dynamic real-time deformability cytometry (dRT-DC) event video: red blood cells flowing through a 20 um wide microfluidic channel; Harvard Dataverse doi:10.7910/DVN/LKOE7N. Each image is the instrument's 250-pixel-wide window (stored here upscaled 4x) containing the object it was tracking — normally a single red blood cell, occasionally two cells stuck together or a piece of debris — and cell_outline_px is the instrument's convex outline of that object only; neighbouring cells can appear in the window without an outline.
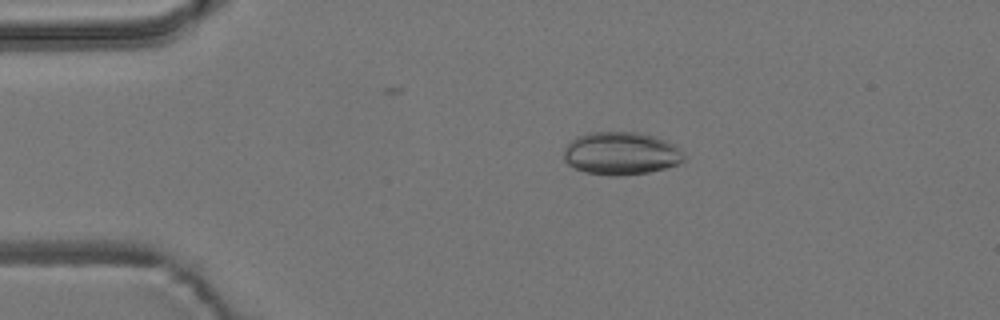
{"species": "common noctule bat (a hibernating species)", "species_latin": "Nyctalus noctula", "temperature_condition": "room temperature", "stored_images_in_passage": 9, "camera_frame_rate_fps": 3000, "um_per_image_px": 0.085, "animal": {"sex": "male", "body_mass_g": 19.2, "forearm_length_mm": 51.8}, "frame": {"image": 1, "passage_image": 1, "time_ms": 0.0, "image_size_px": [1000, 320], "cell_outline_px": [[684, 160], [680, 164], [648, 172], [620, 176], [608, 176], [584, 172], [568, 164], [564, 160], [564, 148], [576, 136], [588, 132], [636, 132], [656, 136], [676, 144], [680, 148], [684, 156]], "centroid_in_image_um": [52.8, 13.04], "position_along_channel_um": 32.2, "area_um2": 30.35}}
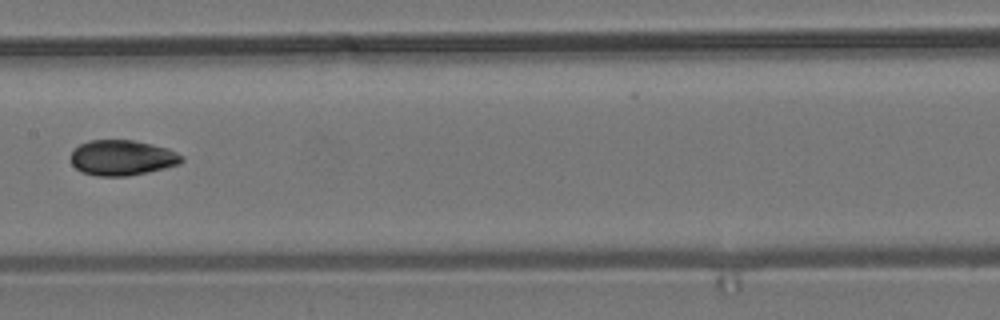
{"frame": {"image": 2, "passage_image": 6, "time_ms": 5.667, "image_size_px": [1000, 320], "cell_outline_px": [[184, 160], [180, 164], [148, 172], [128, 176], [96, 176], [80, 172], [72, 164], [72, 152], [80, 144], [88, 140], [132, 140], [152, 144], [168, 148], [184, 156]], "centroid_in_image_um": [10.4, 13.41], "position_along_channel_um": 197.0, "area_um2": 22.95}}
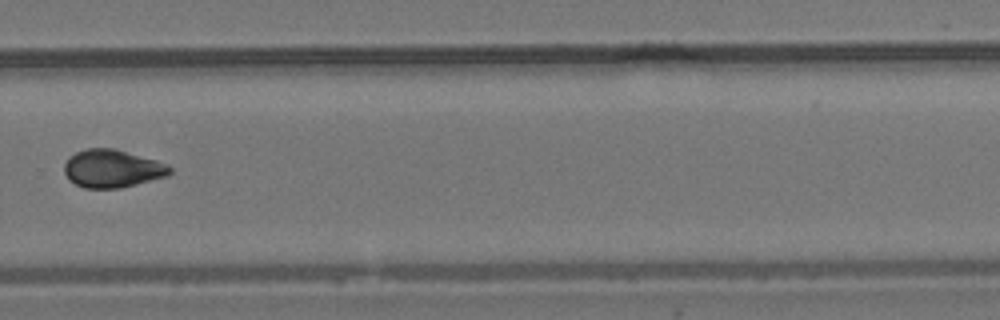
{"frame": {"image": 3, "passage_image": 9, "time_ms": 9.0, "image_size_px": [1000, 320], "cell_outline_px": [[172, 172], [168, 176], [120, 188], [84, 188], [68, 180], [64, 172], [64, 164], [68, 156], [84, 148], [112, 148], [156, 160], [168, 164], [172, 168]], "centroid_in_image_um": [9.52, 14.33], "position_along_channel_um": 320.3, "area_um2": 23.47}}